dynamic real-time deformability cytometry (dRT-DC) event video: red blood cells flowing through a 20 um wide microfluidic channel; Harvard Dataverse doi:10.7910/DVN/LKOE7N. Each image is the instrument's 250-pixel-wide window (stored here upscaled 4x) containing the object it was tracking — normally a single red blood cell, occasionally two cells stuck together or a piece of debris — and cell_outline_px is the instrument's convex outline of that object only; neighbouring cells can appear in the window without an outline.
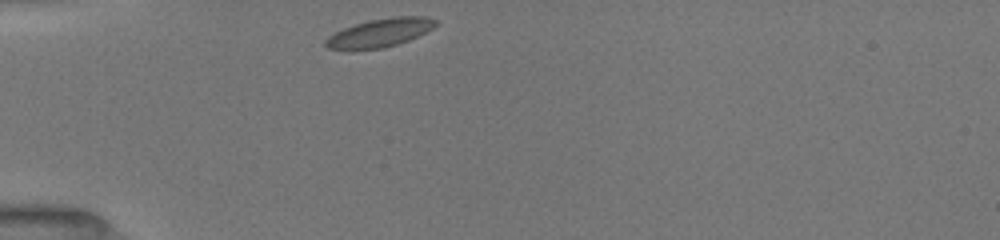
{"species": "common noctule bat (a hibernating species)", "species_latin": "Nyctalus noctula", "temperature_condition": "room temperature", "stored_images_in_passage": 4, "camera_frame_rate_fps": 3000, "um_per_image_px": 0.085, "animal": {"sex": "female", "body_mass_g": 19.5, "forearm_length_mm": 54.1}, "frame": {"image": 1, "passage_image": 1, "time_ms": 0.0, "image_size_px": [1000, 240], "cell_outline_px": [[436, 24], [432, 28], [408, 40], [384, 48], [328, 48], [324, 44], [324, 40], [328, 36], [344, 28], [368, 20], [392, 16], [428, 16], [436, 20]], "centroid_in_image_um": [32.31, 2.75], "position_along_channel_um": 52.7, "area_um2": 17.74}}
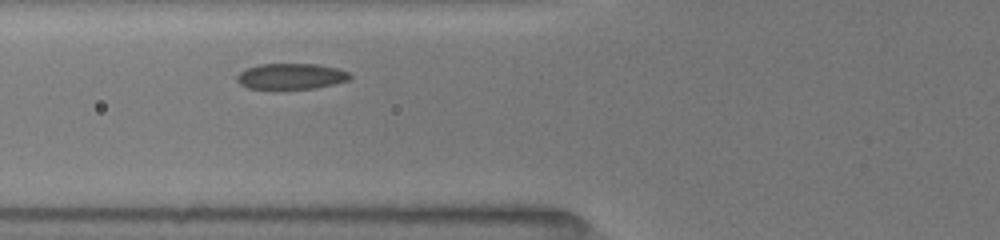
{"frame": {"image": 2, "passage_image": 3, "time_ms": 1.667, "image_size_px": [1000, 240], "cell_outline_px": [[352, 76], [348, 80], [316, 88], [248, 88], [240, 84], [236, 80], [236, 76], [240, 72], [248, 68], [260, 64], [316, 64], [336, 68], [348, 72]], "centroid_in_image_um": [24.73, 6.48], "position_along_channel_um": 101.1, "area_um2": 16.7}}
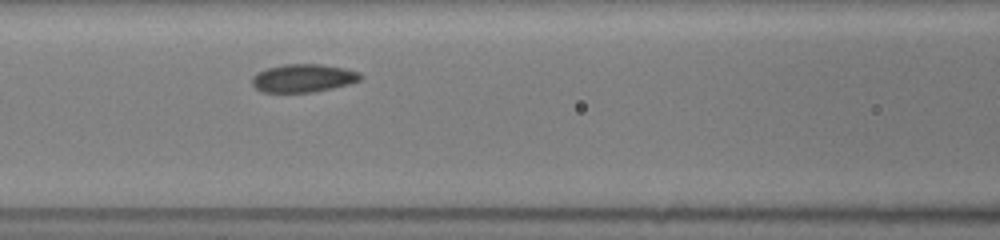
{"frame": {"image": 3, "passage_image": 4, "time_ms": 2.667, "image_size_px": [1000, 240], "cell_outline_px": [[364, 76], [360, 80], [348, 84], [332, 88], [312, 92], [264, 92], [256, 88], [252, 84], [252, 76], [256, 72], [268, 68], [284, 64], [320, 64], [344, 68], [360, 72]], "centroid_in_image_um": [25.78, 6.63], "position_along_channel_um": 140.8, "area_um2": 17.74}}